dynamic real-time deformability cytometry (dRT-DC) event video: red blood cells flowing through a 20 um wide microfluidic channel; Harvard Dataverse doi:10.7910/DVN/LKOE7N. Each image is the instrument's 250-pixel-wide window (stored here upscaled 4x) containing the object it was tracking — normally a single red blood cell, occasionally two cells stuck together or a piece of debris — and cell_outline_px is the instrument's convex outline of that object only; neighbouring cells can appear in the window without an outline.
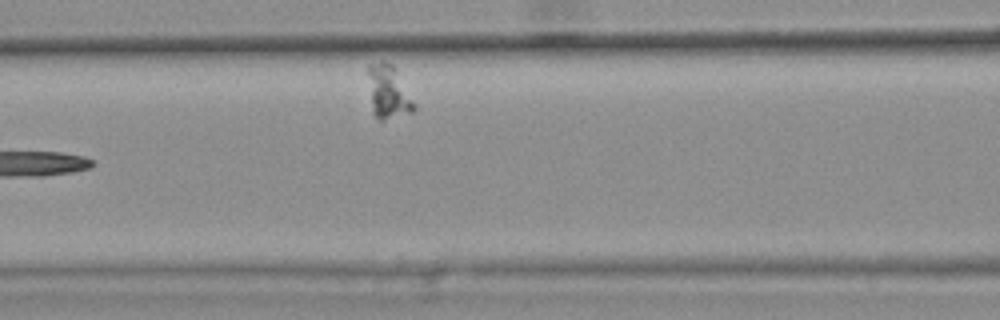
{"species": "common noctule bat (a hibernating species)", "species_latin": "Nyctalus noctula", "temperature_condition": "warm", "stored_images_in_passage": 6, "camera_frame_rate_fps": 3000, "um_per_image_px": 0.085, "animal": {"sex": "female", "body_mass_g": 25.1}, "frame": {"image": 1, "passage_image": 5, "time_ms": 1.333, "image_size_px": [1000, 320], "cell_outline_px": [[416, 112], [384, 120], [376, 120], [372, 112], [368, 72], [368, 64], [380, 60], [384, 60], [392, 64], [396, 68], [416, 104]], "centroid_in_image_um": [33.03, 7.82], "position_along_channel_um": 133.6, "area_um2": 14.74}}